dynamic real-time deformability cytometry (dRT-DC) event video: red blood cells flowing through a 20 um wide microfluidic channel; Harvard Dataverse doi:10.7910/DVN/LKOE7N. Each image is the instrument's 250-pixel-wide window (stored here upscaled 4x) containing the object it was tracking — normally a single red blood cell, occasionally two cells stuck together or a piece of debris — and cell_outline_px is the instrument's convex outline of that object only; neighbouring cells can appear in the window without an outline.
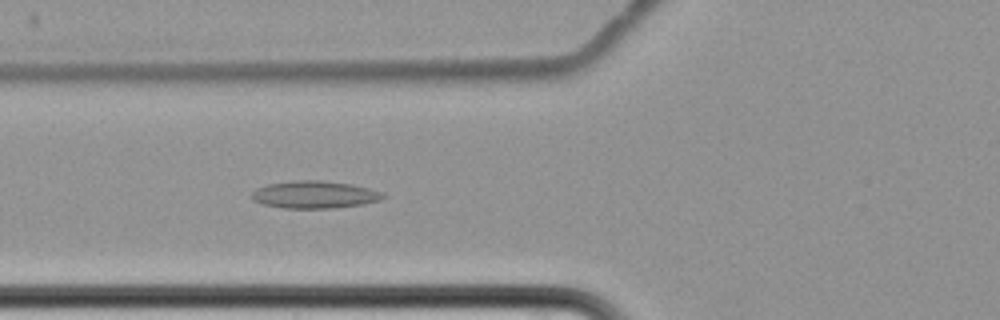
{"species": "common noctule bat (a hibernating species)", "species_latin": "Nyctalus noctula", "temperature_condition": "cold", "stored_images_in_passage": 5, "camera_frame_rate_fps": 3000, "um_per_image_px": 0.085, "animal": {"sex": "female", "body_mass_g": 22.7, "forearm_length_mm": 54.2}, "frame": {"image": 1, "passage_image": 5, "time_ms": 6.0, "image_size_px": [1000, 320], "cell_outline_px": [[388, 196], [380, 200], [364, 204], [332, 208], [284, 208], [264, 204], [252, 200], [252, 192], [256, 188], [268, 184], [296, 180], [320, 180], [352, 184], [384, 192]], "centroid_in_image_um": [26.77, 16.54], "position_along_channel_um": 99.0, "area_um2": 21.04}}